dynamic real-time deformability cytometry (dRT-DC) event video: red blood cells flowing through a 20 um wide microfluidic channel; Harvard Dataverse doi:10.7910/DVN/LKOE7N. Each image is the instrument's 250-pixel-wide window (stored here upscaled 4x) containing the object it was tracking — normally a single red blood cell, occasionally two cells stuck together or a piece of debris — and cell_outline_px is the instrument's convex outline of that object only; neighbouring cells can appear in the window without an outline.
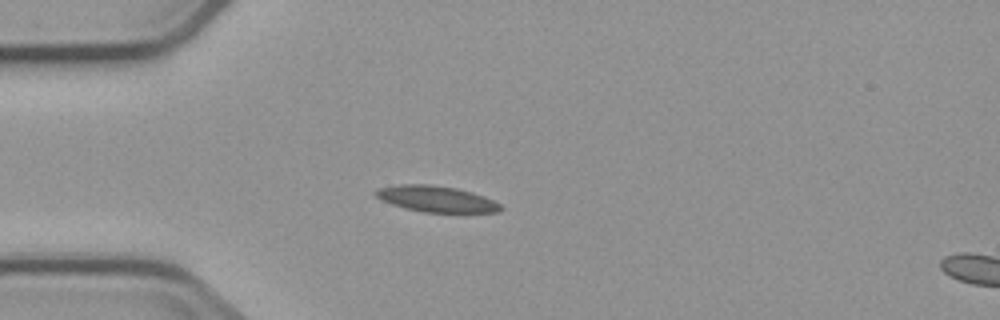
{"species": "common noctule bat (a hibernating species)", "species_latin": "Nyctalus noctula", "temperature_condition": "cold", "stored_images_in_passage": 4, "segment_of_instrument_passage": [1, 2], "camera_frame_rate_fps": 3000, "um_per_image_px": 0.085, "animal": {"sex": "male", "body_mass_g": 23.1, "forearm_length_mm": 52.7}, "frame": {"image": 1, "passage_image": 3, "time_ms": 3.0, "image_size_px": [1000, 320], "cell_outline_px": [[504, 208], [500, 212], [424, 212], [404, 208], [380, 200], [372, 192], [376, 188], [400, 184], [432, 184], [456, 188], [472, 192], [484, 196], [500, 204]], "centroid_in_image_um": [37.05, 16.9], "position_along_channel_um": 48.0, "area_um2": 19.13}}